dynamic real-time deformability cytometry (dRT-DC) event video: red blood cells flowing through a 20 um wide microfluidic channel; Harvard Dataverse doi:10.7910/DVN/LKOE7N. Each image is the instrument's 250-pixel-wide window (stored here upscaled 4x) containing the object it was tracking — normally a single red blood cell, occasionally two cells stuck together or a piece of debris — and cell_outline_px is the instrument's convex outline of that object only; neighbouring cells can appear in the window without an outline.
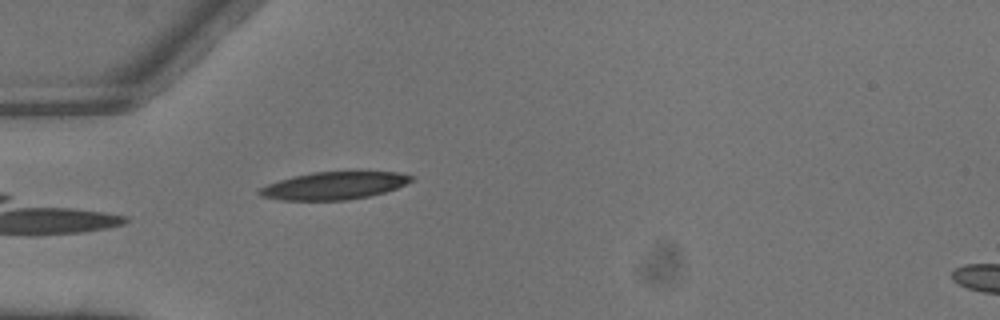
{"species": "common noctule bat (a hibernating species)", "species_latin": "Nyctalus noctula", "temperature_condition": "warm", "stored_images_in_passage": 6, "segment_of_instrument_passage": [1, 2], "camera_frame_rate_fps": 3000, "um_per_image_px": 0.085, "animal": {"sex": "male", "body_mass_g": 13.3}, "frame": {"image": 1, "passage_image": 5, "time_ms": 1.333, "image_size_px": [1000, 320], "cell_outline_px": [[412, 180], [396, 188], [384, 192], [368, 196], [348, 200], [280, 200], [260, 196], [256, 192], [260, 188], [268, 184], [292, 176], [312, 172], [356, 168], [396, 172], [412, 176]], "centroid_in_image_um": [28.42, 15.72], "position_along_channel_um": 56.6, "area_um2": 25.37}}